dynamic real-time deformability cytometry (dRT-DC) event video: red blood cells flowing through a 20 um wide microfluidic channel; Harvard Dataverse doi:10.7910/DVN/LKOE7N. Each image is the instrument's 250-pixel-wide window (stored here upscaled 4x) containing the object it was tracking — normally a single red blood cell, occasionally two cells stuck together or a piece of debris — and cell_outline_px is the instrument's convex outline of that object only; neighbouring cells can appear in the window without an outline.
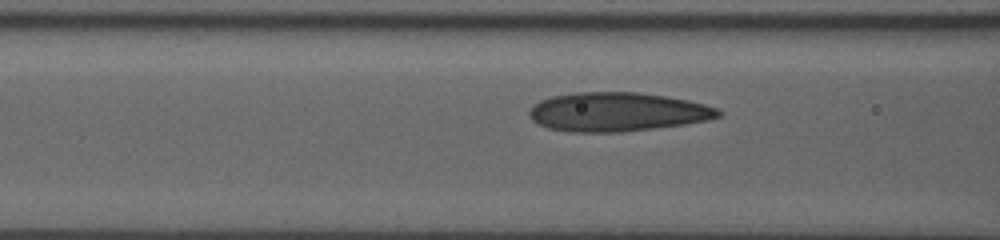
{"species": "human", "species_latin": "Homo sapiens", "temperature_condition": "room temperature", "stored_images_in_passage": 13, "camera_frame_rate_fps": 3000, "um_per_image_px": 0.085, "donor": {"sex": "male"}, "frame": {"image": 1, "passage_image": 11, "time_ms": 3.333, "image_size_px": [1000, 240], "cell_outline_px": [[724, 112], [720, 116], [708, 120], [684, 124], [620, 132], [572, 132], [548, 128], [536, 124], [528, 116], [528, 112], [540, 100], [552, 96], [576, 92], [640, 92], [688, 100], [720, 108]], "centroid_in_image_um": [52.48, 9.51], "position_along_channel_um": 114.1, "area_um2": 43.0}}